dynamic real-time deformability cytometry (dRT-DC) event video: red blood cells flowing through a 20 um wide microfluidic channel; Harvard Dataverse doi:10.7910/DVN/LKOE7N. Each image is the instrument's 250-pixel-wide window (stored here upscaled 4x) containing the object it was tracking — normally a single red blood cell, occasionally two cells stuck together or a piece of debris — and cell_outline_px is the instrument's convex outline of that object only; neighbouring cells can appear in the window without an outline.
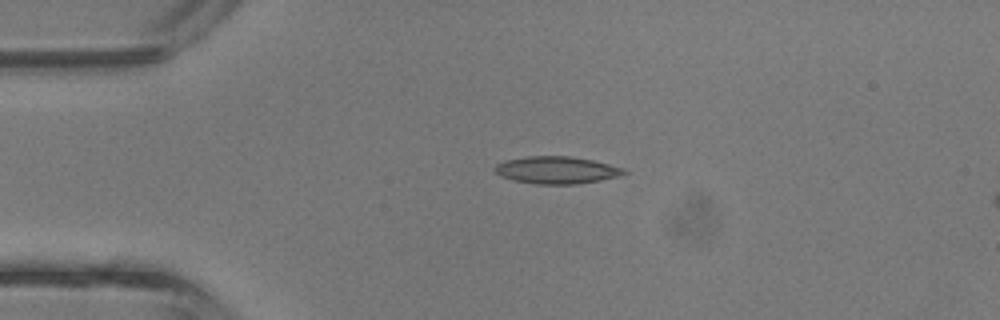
{"species": "common noctule bat (a hibernating species)", "species_latin": "Nyctalus noctula", "temperature_condition": "room temperature", "stored_images_in_passage": 2, "camera_frame_rate_fps": 3000, "um_per_image_px": 0.085, "animal": {"sex": "male", "body_mass_g": 13.3}, "frame": {"image": 1, "passage_image": 1, "time_ms": 0.0, "image_size_px": [1000, 320], "cell_outline_px": [[628, 172], [616, 176], [600, 180], [576, 184], [536, 184], [512, 180], [500, 176], [492, 168], [496, 164], [504, 160], [528, 156], [572, 156], [592, 160], [624, 168]], "centroid_in_image_um": [47.26, 14.45], "position_along_channel_um": 37.7, "area_um2": 20.52}}